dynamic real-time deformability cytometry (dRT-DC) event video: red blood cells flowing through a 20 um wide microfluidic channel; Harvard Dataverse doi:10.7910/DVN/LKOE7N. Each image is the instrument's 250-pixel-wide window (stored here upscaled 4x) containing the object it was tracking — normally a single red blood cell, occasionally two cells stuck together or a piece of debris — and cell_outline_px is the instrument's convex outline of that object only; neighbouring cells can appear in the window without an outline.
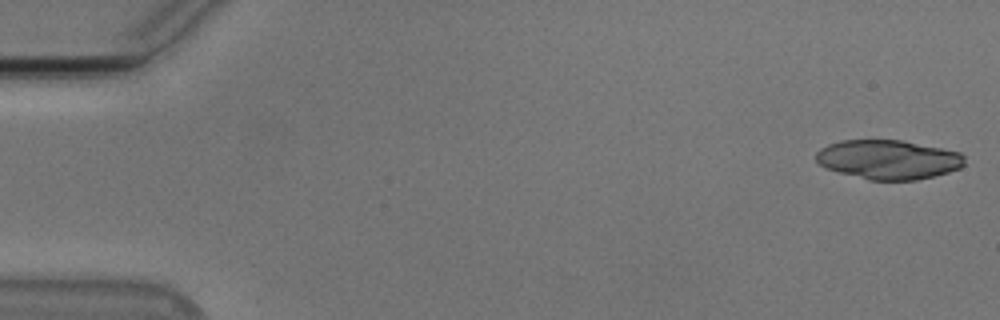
{"species": "Egyptian fruit bat (a non-hibernating species)", "species_latin": "Rousettus aegyptiacus", "temperature_condition": "cold", "stored_images_in_passage": 18, "camera_frame_rate_fps": 3000, "um_per_image_px": 0.085, "animal": {"sex": "male"}, "frame": {"image": 1, "passage_image": 1, "time_ms": 0.0, "image_size_px": [1000, 320], "cell_outline_px": [[964, 164], [960, 168], [948, 172], [916, 180], [868, 180], [840, 172], [828, 168], [820, 164], [816, 160], [816, 152], [820, 148], [828, 144], [840, 140], [900, 140], [960, 152], [964, 156]], "centroid_in_image_um": [75.5, 13.56], "position_along_channel_um": 9.5, "area_um2": 33.76}}